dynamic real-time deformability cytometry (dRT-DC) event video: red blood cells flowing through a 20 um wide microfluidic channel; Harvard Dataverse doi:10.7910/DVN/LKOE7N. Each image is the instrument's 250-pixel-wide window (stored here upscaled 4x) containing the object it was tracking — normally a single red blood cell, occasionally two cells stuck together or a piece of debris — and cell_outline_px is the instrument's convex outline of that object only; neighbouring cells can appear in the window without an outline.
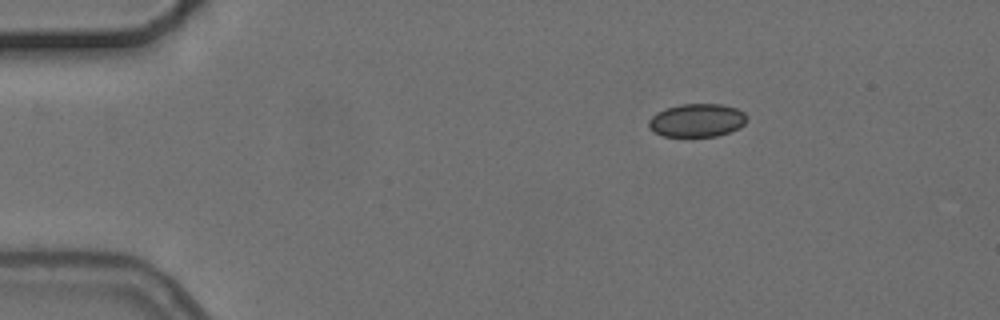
{"species": "common noctule bat (a hibernating species)", "species_latin": "Nyctalus noctula", "temperature_condition": "cold", "stored_images_in_passage": 3, "camera_frame_rate_fps": 3000, "um_per_image_px": 0.085, "animal": {"sex": "female", "body_mass_g": 24.6, "forearm_length_mm": 56.2}, "frame": {"image": 1, "passage_image": 1, "time_ms": 0.0, "image_size_px": [1000, 320], "cell_outline_px": [[748, 120], [740, 128], [716, 136], [664, 136], [648, 128], [648, 120], [656, 112], [664, 108], [680, 104], [720, 104], [736, 108], [744, 112], [748, 116]], "centroid_in_image_um": [59.24, 10.22], "position_along_channel_um": 25.8, "area_um2": 19.13}}
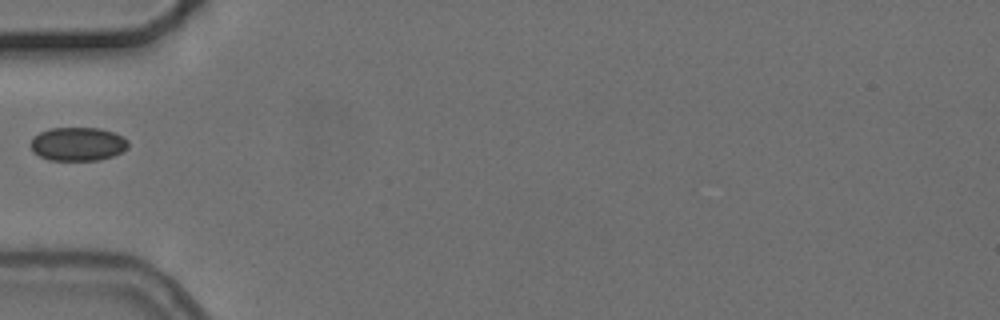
{"frame": {"image": 2, "passage_image": 3, "time_ms": 3.333, "image_size_px": [1000, 320], "cell_outline_px": [[128, 148], [112, 156], [100, 160], [48, 160], [32, 152], [32, 136], [48, 128], [100, 128], [116, 132], [128, 140]], "centroid_in_image_um": [6.62, 12.23], "position_along_channel_um": 78.4, "area_um2": 19.25}}